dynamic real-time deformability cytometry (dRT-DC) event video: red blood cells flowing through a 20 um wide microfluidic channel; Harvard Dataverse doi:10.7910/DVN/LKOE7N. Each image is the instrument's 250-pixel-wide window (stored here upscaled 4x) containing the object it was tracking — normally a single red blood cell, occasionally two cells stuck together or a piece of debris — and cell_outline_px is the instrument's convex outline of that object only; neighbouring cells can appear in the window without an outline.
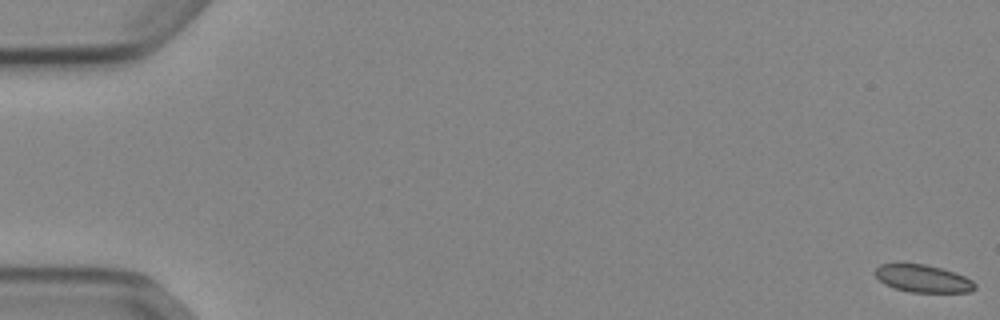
{"species": "Egyptian fruit bat (a non-hibernating species)", "species_latin": "Rousettus aegyptiacus", "temperature_condition": "cold", "stored_images_in_passage": 54, "camera_frame_rate_fps": 3000, "um_per_image_px": 0.085, "animal": {"sex": "female"}, "frame": {"image": 1, "passage_image": 1, "time_ms": 0.0, "image_size_px": [1000, 320], "cell_outline_px": [[976, 288], [968, 292], [912, 292], [896, 288], [884, 284], [876, 276], [876, 268], [880, 264], [896, 260], [900, 260], [924, 264], [940, 268], [964, 276], [972, 280], [976, 284]], "centroid_in_image_um": [78.38, 23.63], "position_along_channel_um": 6.6, "area_um2": 16.36}}
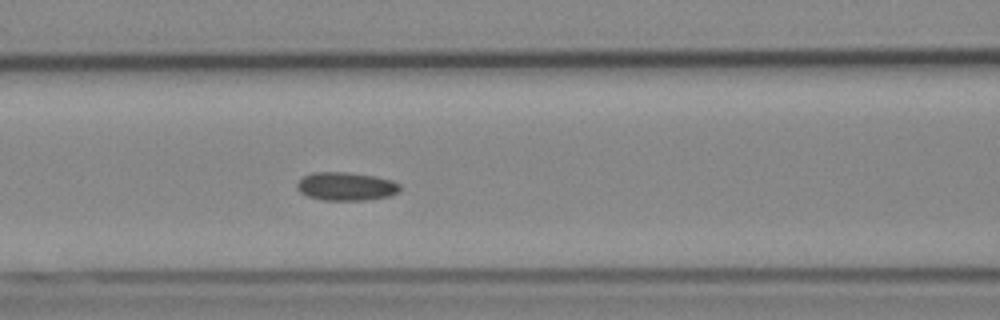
{"frame": {"image": 2, "passage_image": 24, "time_ms": 7.667, "image_size_px": [1000, 320], "cell_outline_px": [[400, 192], [388, 196], [364, 200], [320, 200], [308, 196], [300, 192], [296, 188], [296, 184], [304, 176], [312, 172], [348, 172], [376, 176], [392, 180], [400, 184]], "centroid_in_image_um": [29.42, 15.84], "position_along_channel_um": 137.2, "area_um2": 17.11}}
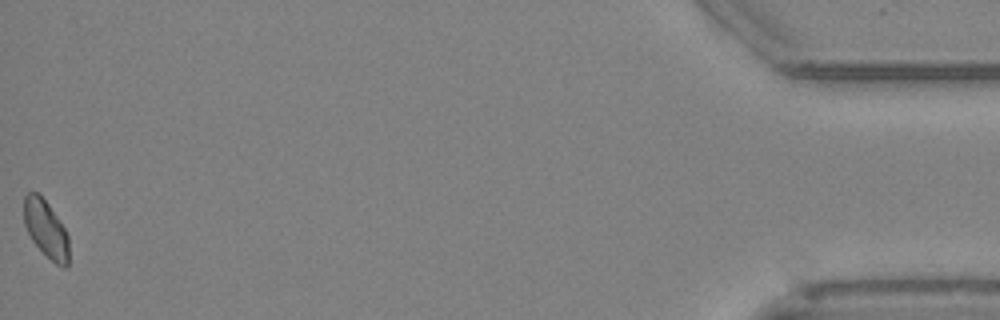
{"frame": {"image": 3, "passage_image": 54, "time_ms": 17.667, "image_size_px": [1000, 320], "cell_outline_px": [[68, 268], [64, 268], [56, 264], [32, 240], [24, 224], [24, 196], [28, 192], [36, 192], [48, 204], [64, 228], [68, 236]], "centroid_in_image_um": [3.9, 19.47], "position_along_channel_um": 431.3, "area_um2": 14.68}, "authors_computed_cell_mechanics": {"area_um2": 16.4152, "velocity_mm_per_s": 3.8577, "shape_relaxation_time_tau1_ms": null, "shape_relaxation_time_tau2_ms": 3.6889, "deformation_change_tau1": null, "deformation_change_tau2": 0.063}}